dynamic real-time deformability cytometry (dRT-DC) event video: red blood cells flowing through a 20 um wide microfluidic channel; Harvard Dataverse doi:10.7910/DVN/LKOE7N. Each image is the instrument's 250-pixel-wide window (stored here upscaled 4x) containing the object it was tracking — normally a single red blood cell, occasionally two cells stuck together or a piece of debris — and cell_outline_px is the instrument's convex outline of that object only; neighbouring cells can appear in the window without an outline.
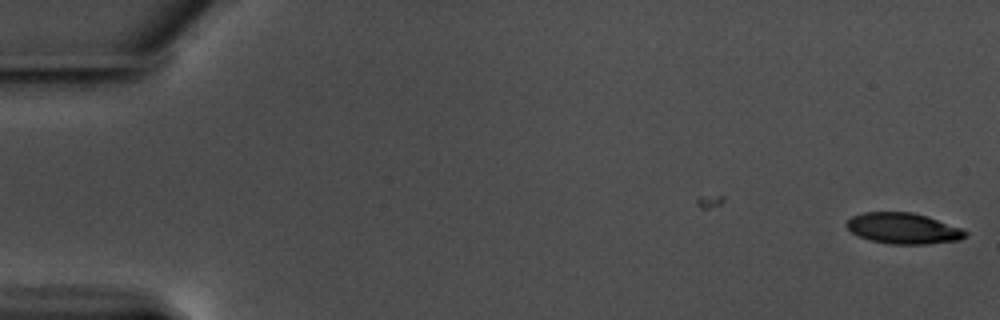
{"species": "common noctule bat (a hibernating species)", "species_latin": "Nyctalus noctula", "temperature_condition": "warm", "stored_images_in_passage": 7, "camera_frame_rate_fps": 3000, "um_per_image_px": 0.085, "animal": {"sex": "male", "body_mass_g": 17.5, "forearm_length_mm": 52.3}, "frame": {"image": 1, "passage_image": 7, "time_ms": 2.0, "image_size_px": [1000, 320], "cell_outline_px": [[968, 236], [960, 240], [924, 244], [888, 244], [868, 240], [852, 232], [844, 224], [852, 216], [864, 212], [912, 212], [928, 216], [960, 228], [968, 232]], "centroid_in_image_um": [76.78, 19.41], "position_along_channel_um": 8.2, "area_um2": 21.44}}